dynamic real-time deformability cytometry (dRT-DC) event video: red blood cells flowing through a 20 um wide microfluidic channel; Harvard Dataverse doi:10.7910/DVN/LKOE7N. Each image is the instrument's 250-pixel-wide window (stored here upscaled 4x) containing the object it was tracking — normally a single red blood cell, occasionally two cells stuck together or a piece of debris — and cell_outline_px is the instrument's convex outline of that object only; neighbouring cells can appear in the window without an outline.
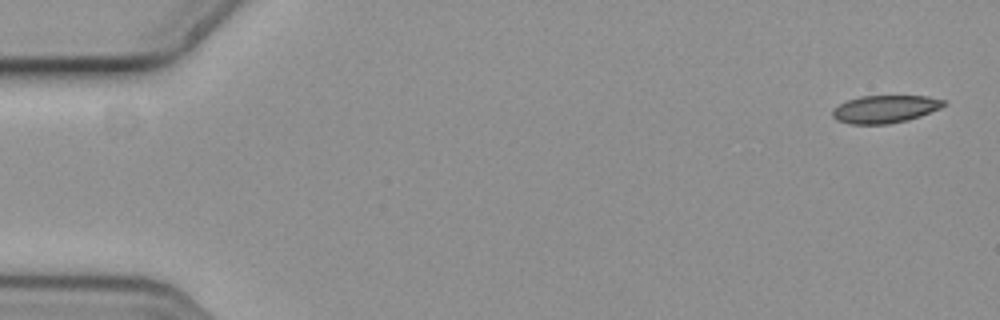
{"species": "common noctule bat (a hibernating species)", "species_latin": "Nyctalus noctula", "temperature_condition": "cold", "stored_images_in_passage": 11, "camera_frame_rate_fps": 3000, "um_per_image_px": 0.085, "animal": {"sex": "female", "body_mass_g": 19.3, "forearm_length_mm": 54.1}, "frame": {"image": 1, "passage_image": 1, "time_ms": 0.0, "image_size_px": [1000, 320], "cell_outline_px": [[948, 104], [940, 108], [920, 116], [908, 120], [888, 124], [848, 124], [836, 120], [832, 116], [832, 108], [848, 100], [860, 96], [928, 96], [944, 100]], "centroid_in_image_um": [75.22, 9.27], "position_along_channel_um": 9.8, "area_um2": 18.03}}
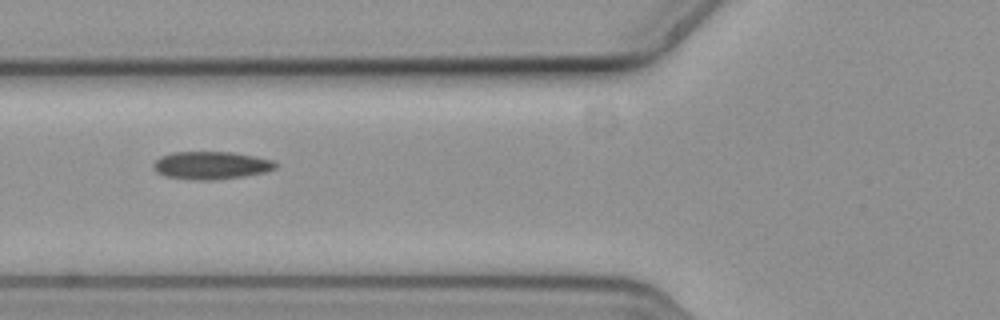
{"frame": {"image": 2, "passage_image": 6, "time_ms": 1.667, "image_size_px": [1000, 320], "cell_outline_px": [[276, 168], [264, 172], [244, 176], [216, 180], [196, 180], [164, 176], [156, 172], [152, 168], [152, 164], [160, 156], [172, 152], [232, 152], [272, 160], [276, 164]], "centroid_in_image_um": [17.88, 14.06], "position_along_channel_um": 107.9, "area_um2": 19.77}}
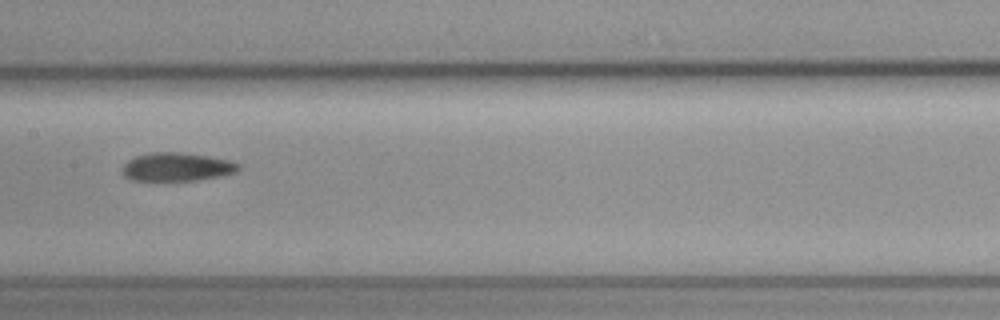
{"frame": {"image": 3, "passage_image": 8, "time_ms": 2.333, "image_size_px": [1000, 320], "cell_outline_px": [[240, 168], [236, 172], [220, 176], [200, 180], [132, 180], [124, 176], [120, 172], [124, 164], [128, 160], [136, 156], [148, 152], [180, 152], [208, 156], [228, 160], [240, 164]], "centroid_in_image_um": [15.01, 14.18], "position_along_channel_um": 192.4, "area_um2": 19.31}}